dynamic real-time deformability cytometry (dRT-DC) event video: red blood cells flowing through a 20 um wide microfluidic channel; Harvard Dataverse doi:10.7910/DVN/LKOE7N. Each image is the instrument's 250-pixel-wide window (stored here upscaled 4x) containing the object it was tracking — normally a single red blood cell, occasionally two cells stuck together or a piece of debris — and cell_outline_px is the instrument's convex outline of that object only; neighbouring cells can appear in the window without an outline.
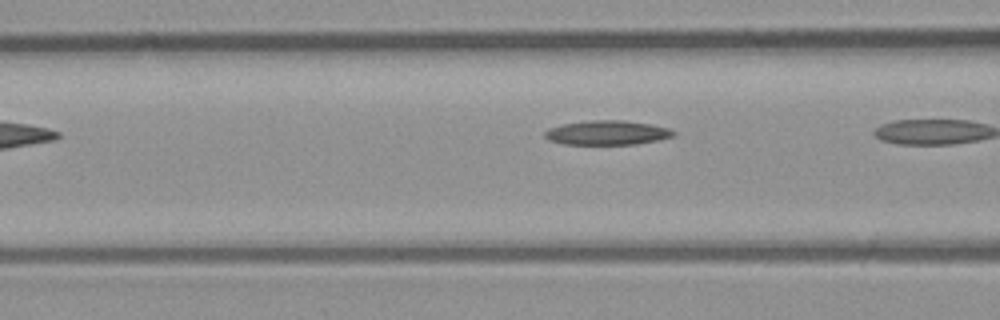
{"species": "common noctule bat (a hibernating species)", "species_latin": "Nyctalus noctula", "temperature_condition": "room temperature", "stored_images_in_passage": 3, "camera_frame_rate_fps": 3000, "um_per_image_px": 0.085, "animal": {"sex": "male", "body_mass_g": 23.1, "forearm_length_mm": 52.7}, "frame": {"image": 1, "passage_image": 3, "time_ms": 0.667, "image_size_px": [1000, 320], "cell_outline_px": [[676, 136], [636, 144], [564, 144], [548, 140], [544, 136], [544, 132], [548, 128], [564, 124], [588, 120], [624, 120], [652, 124], [668, 128], [676, 132]], "centroid_in_image_um": [51.61, 11.27], "position_along_channel_um": 115.0, "area_um2": 18.32}}